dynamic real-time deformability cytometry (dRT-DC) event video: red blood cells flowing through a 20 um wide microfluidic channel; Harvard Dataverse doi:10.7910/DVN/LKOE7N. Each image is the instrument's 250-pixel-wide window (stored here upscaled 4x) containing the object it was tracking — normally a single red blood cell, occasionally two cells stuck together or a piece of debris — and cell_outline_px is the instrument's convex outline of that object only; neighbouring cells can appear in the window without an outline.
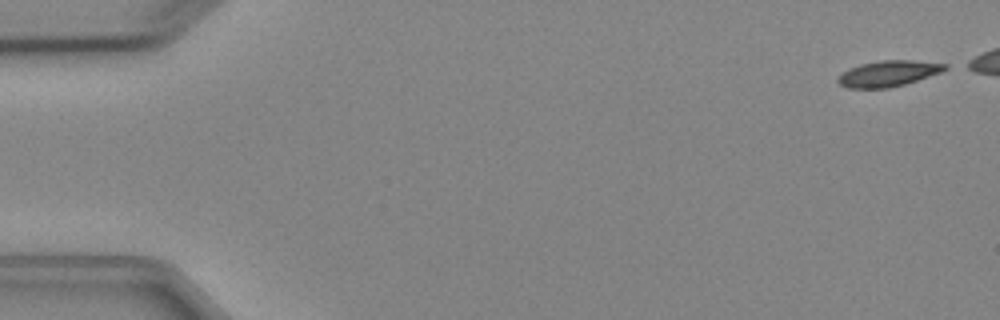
{"species": "Egyptian fruit bat (a non-hibernating species)", "species_latin": "Rousettus aegyptiacus", "temperature_condition": "cold", "stored_images_in_passage": 2, "camera_frame_rate_fps": 3000, "um_per_image_px": 0.085, "animal": {"sex": "female"}, "frame": {"image": 1, "passage_image": 2, "time_ms": 8.0, "image_size_px": [1000, 320], "cell_outline_px": [[948, 68], [940, 72], [904, 84], [888, 88], [848, 88], [840, 84], [836, 80], [848, 68], [860, 64], [880, 60], [912, 60], [948, 64]], "centroid_in_image_um": [75.49, 6.24], "position_along_channel_um": 9.5, "area_um2": 15.95}}